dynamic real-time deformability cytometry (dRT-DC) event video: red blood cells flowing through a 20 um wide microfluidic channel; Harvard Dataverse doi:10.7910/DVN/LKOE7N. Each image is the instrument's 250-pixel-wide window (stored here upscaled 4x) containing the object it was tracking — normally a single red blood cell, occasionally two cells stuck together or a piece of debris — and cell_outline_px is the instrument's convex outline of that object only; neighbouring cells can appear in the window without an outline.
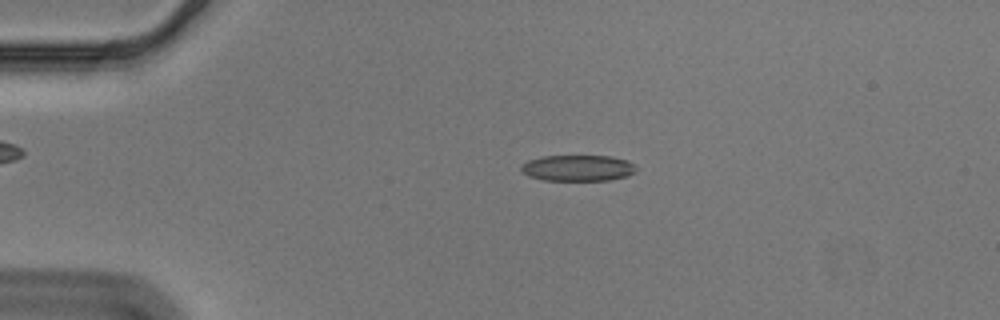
{"species": "Egyptian fruit bat (a non-hibernating species)", "species_latin": "Rousettus aegyptiacus", "temperature_condition": "cold", "stored_images_in_passage": 57, "camera_frame_rate_fps": 3000, "um_per_image_px": 0.085, "animal": {"sex": "male"}, "frame": {"image": 1, "passage_image": 13, "time_ms": 4.0, "image_size_px": [1000, 320], "cell_outline_px": [[636, 172], [628, 176], [608, 180], [544, 180], [528, 176], [520, 168], [528, 160], [540, 156], [612, 156], [628, 160], [636, 164]], "centroid_in_image_um": [49.17, 14.27], "position_along_channel_um": 35.8, "area_um2": 17.57}}
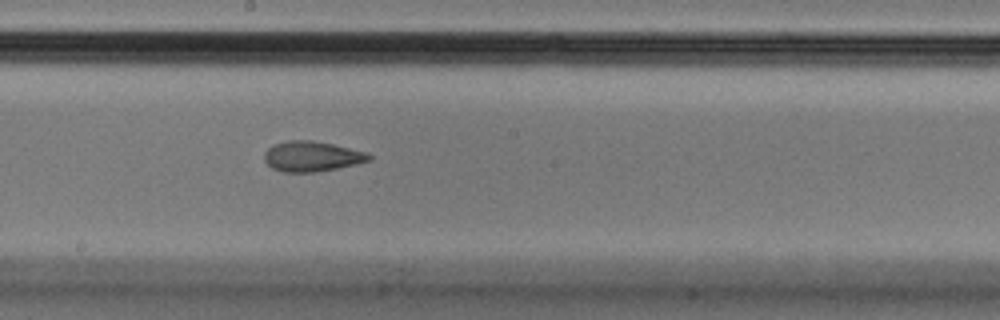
{"frame": {"image": 2, "passage_image": 32, "time_ms": 10.333, "image_size_px": [1000, 320], "cell_outline_px": [[372, 160], [356, 164], [316, 172], [284, 172], [272, 168], [264, 160], [264, 152], [272, 144], [288, 140], [312, 140], [332, 144], [368, 152], [372, 156]], "centroid_in_image_um": [26.5, 13.28], "position_along_channel_um": 221.7, "area_um2": 18.55}}
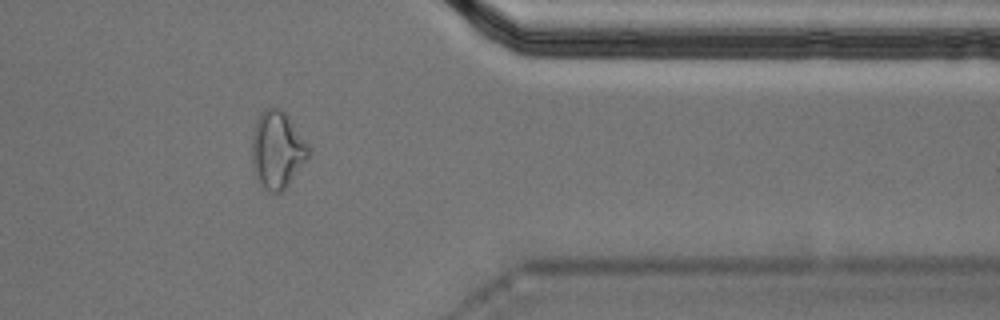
{"frame": {"image": 3, "passage_image": 47, "time_ms": 15.333, "image_size_px": [1000, 320], "cell_outline_px": [[312, 152], [308, 160], [288, 184], [280, 192], [268, 192], [260, 188], [256, 180], [252, 168], [252, 136], [256, 120], [260, 112], [264, 108], [280, 108], [288, 116], [308, 144]], "centroid_in_image_um": [23.55, 12.76], "position_along_channel_um": 387.8, "area_um2": 25.95}, "authors_computed_cell_mechanics": {"area_um2": 18.2648, "velocity_mm_per_s": 3.5805, "shape_relaxation_time_tau1_ms": null, "shape_relaxation_time_tau2_ms": 3.1959, "deformation_change_tau1": null, "deformation_change_tau2": 0.1048}}